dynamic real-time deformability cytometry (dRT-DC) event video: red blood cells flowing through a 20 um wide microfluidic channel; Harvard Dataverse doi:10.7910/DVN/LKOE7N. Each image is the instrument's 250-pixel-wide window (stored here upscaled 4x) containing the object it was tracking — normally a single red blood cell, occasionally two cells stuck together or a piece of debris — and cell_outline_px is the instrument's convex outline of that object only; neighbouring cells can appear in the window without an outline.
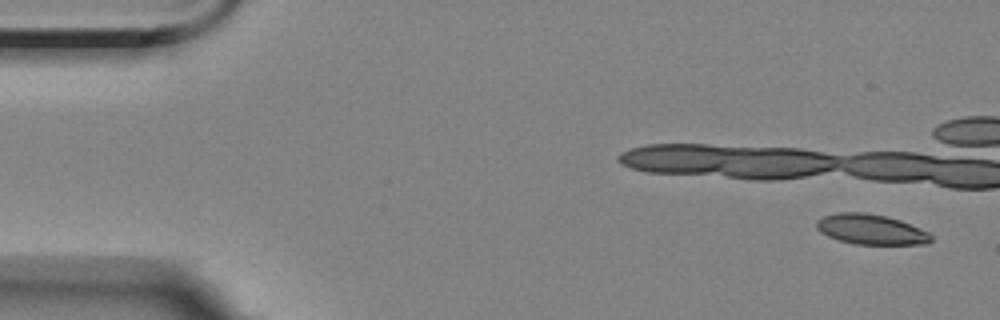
{"species": "Egyptian fruit bat (a non-hibernating species)", "species_latin": "Rousettus aegyptiacus", "temperature_condition": "room temperature", "stored_images_in_passage": 6, "camera_frame_rate_fps": 3000, "um_per_image_px": 0.085, "animal": {"sex": "female"}, "frame": {"image": 1, "passage_image": 1, "time_ms": 0.0, "image_size_px": [1000, 320], "cell_outline_px": [[932, 240], [928, 244], [856, 244], [840, 240], [828, 236], [820, 232], [816, 228], [816, 220], [824, 216], [840, 212], [864, 212], [884, 216], [900, 220], [920, 228], [928, 232], [932, 236]], "centroid_in_image_um": [74.03, 19.5], "position_along_channel_um": 11.0, "area_um2": 20.06}}